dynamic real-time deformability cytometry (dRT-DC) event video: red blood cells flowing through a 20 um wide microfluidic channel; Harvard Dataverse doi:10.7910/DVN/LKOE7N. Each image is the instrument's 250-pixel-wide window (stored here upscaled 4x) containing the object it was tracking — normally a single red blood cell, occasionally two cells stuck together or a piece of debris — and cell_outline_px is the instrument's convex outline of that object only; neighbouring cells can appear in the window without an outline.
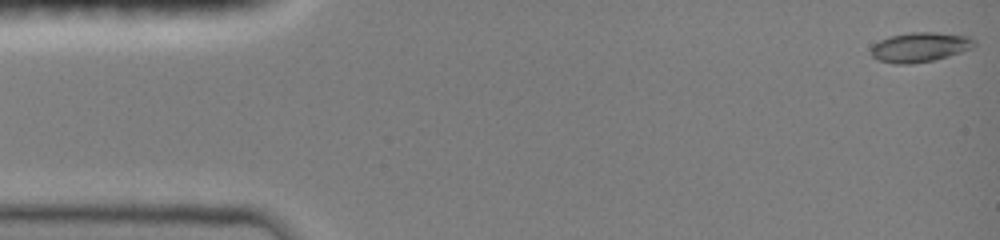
{"species": "common noctule bat (a hibernating species)", "species_latin": "Nyctalus noctula", "temperature_condition": "room temperature", "stored_images_in_passage": 48, "camera_frame_rate_fps": 3000, "um_per_image_px": 0.085, "animal": {"sex": "female", "body_mass_g": 19.0, "forearm_length_mm": 51.5}, "frame": {"image": 1, "passage_image": 1, "time_ms": 0.0, "image_size_px": [1000, 240], "cell_outline_px": [[976, 44], [972, 48], [948, 56], [932, 60], [912, 64], [896, 64], [876, 60], [872, 56], [872, 44], [888, 36], [908, 32], [936, 32], [968, 36], [976, 40]], "centroid_in_image_um": [78.18, 4.0], "position_along_channel_um": 6.8, "area_um2": 17.98}}
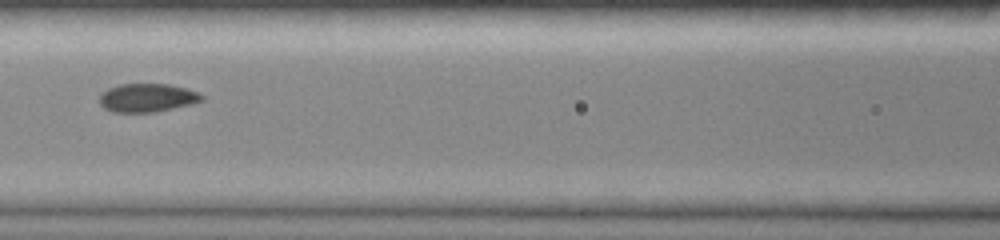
{"frame": {"image": 2, "passage_image": 21, "time_ms": 6.667, "image_size_px": [1000, 240], "cell_outline_px": [[204, 100], [192, 104], [156, 112], [112, 112], [104, 108], [100, 104], [100, 96], [108, 88], [120, 84], [168, 84], [200, 92], [204, 96]], "centroid_in_image_um": [12.54, 8.31], "position_along_channel_um": 154.1, "area_um2": 16.99}}
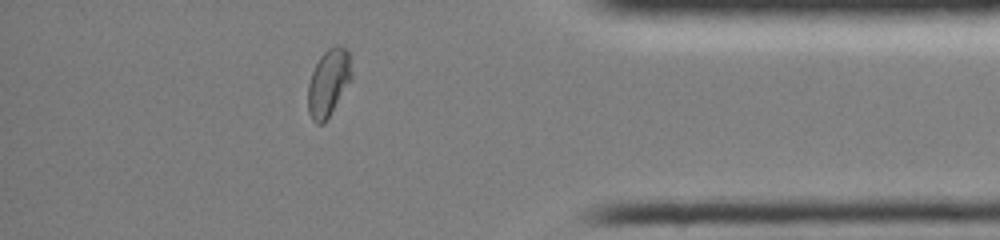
{"frame": {"image": 3, "passage_image": 41, "time_ms": 13.333, "image_size_px": [1000, 240], "cell_outline_px": [[352, 76], [324, 124], [316, 124], [312, 120], [308, 112], [308, 84], [312, 72], [320, 56], [328, 48], [336, 44], [340, 44], [348, 52]], "centroid_in_image_um": [27.89, 7.02], "position_along_channel_um": 407.3, "area_um2": 16.76}}